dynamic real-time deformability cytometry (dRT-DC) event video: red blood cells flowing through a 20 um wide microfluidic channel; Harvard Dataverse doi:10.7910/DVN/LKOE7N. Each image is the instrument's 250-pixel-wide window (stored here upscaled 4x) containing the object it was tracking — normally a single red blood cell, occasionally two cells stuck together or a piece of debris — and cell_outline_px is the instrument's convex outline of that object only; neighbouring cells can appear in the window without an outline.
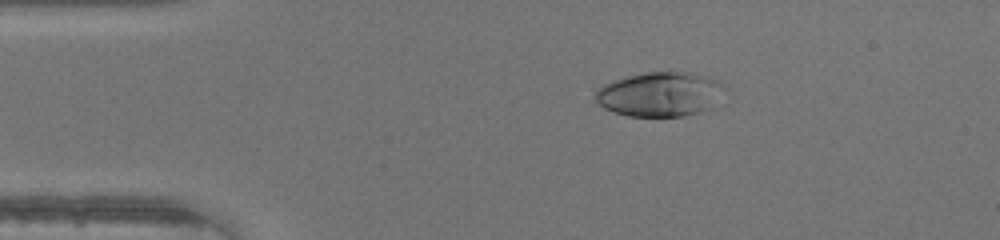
{"species": "human", "species_latin": "Homo sapiens", "temperature_condition": "warm", "stored_images_in_passage": 40, "camera_frame_rate_fps": 3000, "um_per_image_px": 0.085, "donor": {"sex": "male"}, "frame": {"image": 1, "passage_image": 2, "time_ms": 0.333, "image_size_px": [1000, 240], "cell_outline_px": [[728, 88], [712, 108], [684, 116], [628, 116], [604, 108], [592, 100], [592, 96], [596, 88], [612, 80], [624, 76], [644, 72], [692, 72], [708, 76], [724, 84]], "centroid_in_image_um": [56.09, 7.99], "position_along_channel_um": 28.9, "area_um2": 34.28}}
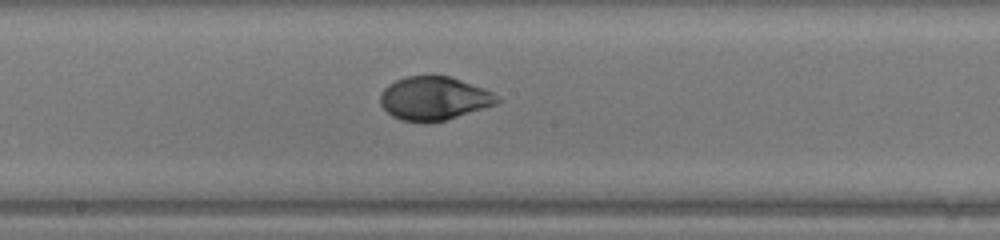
{"frame": {"image": 2, "passage_image": 18, "time_ms": 5.667, "image_size_px": [1000, 240], "cell_outline_px": [[504, 100], [496, 104], [444, 120], [428, 124], [424, 124], [404, 120], [392, 116], [380, 104], [380, 96], [384, 88], [388, 84], [396, 80], [408, 76], [448, 76], [484, 88], [492, 92]], "centroid_in_image_um": [36.89, 8.38], "position_along_channel_um": 211.3, "area_um2": 29.59}}
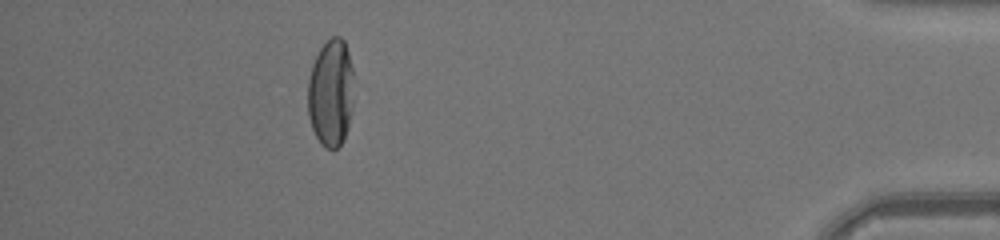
{"frame": {"image": 3, "passage_image": 35, "time_ms": 11.333, "image_size_px": [1000, 240], "cell_outline_px": [[352, 108], [348, 128], [344, 140], [336, 148], [324, 148], [320, 144], [312, 128], [308, 116], [308, 80], [312, 64], [320, 48], [332, 36], [340, 36], [344, 40], [348, 52], [352, 68]], "centroid_in_image_um": [28.11, 7.91], "position_along_channel_um": 407.1, "area_um2": 28.84}}